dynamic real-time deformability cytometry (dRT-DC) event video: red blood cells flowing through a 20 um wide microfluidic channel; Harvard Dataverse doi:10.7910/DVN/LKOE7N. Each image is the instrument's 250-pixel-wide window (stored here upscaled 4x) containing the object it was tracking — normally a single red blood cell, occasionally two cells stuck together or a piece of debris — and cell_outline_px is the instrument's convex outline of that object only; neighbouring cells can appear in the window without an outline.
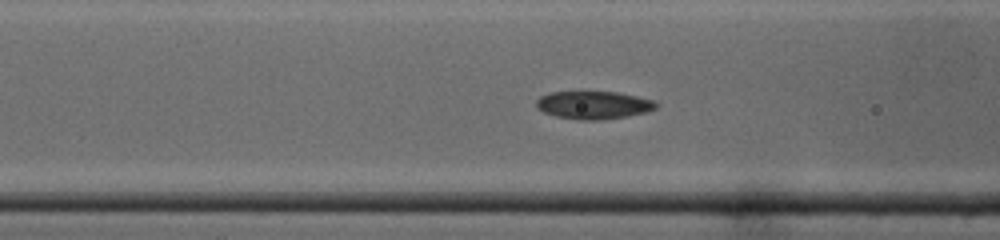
{"species": "common noctule bat (a hibernating species)", "species_latin": "Nyctalus noctula", "temperature_condition": "cold", "stored_images_in_passage": 23, "camera_frame_rate_fps": 3000, "um_per_image_px": 0.085, "animal": {"sex": "male", "body_mass_g": 19.0, "forearm_length_mm": 50.8}, "frame": {"image": 1, "passage_image": 3, "time_ms": 0.667, "image_size_px": [1000, 240], "cell_outline_px": [[660, 104], [656, 108], [644, 112], [628, 116], [596, 120], [580, 120], [556, 116], [544, 112], [536, 108], [536, 100], [540, 96], [552, 92], [616, 92], [656, 100]], "centroid_in_image_um": [50.46, 8.93], "position_along_channel_um": 116.1, "area_um2": 19.42}}
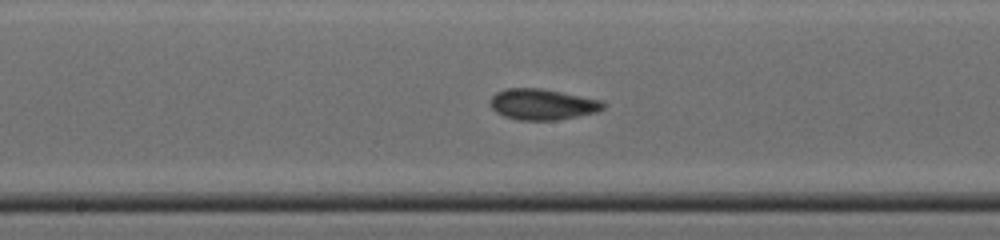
{"frame": {"image": 2, "passage_image": 9, "time_ms": 2.667, "image_size_px": [1000, 240], "cell_outline_px": [[604, 108], [596, 112], [556, 120], [520, 120], [504, 116], [496, 112], [492, 108], [492, 96], [496, 92], [504, 88], [540, 88], [600, 100], [604, 104]], "centroid_in_image_um": [46.07, 8.87], "position_along_channel_um": 202.1, "area_um2": 20.0}}
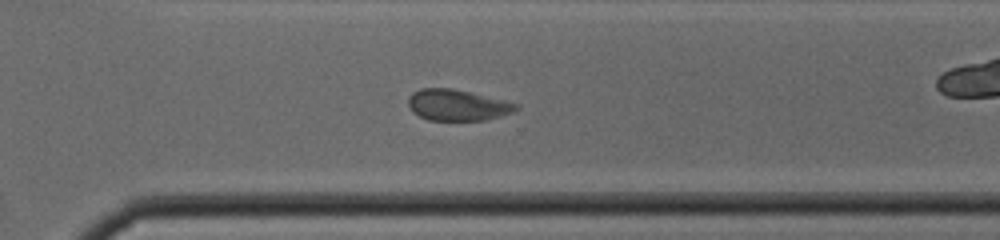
{"frame": {"image": 3, "passage_image": 18, "time_ms": 5.667, "image_size_px": [1000, 240], "cell_outline_px": [[520, 108], [516, 112], [484, 120], [428, 120], [412, 112], [408, 104], [408, 96], [412, 92], [420, 88], [452, 88], [504, 100], [520, 104]], "centroid_in_image_um": [38.89, 8.93], "position_along_channel_um": 331.7, "area_um2": 19.71}}